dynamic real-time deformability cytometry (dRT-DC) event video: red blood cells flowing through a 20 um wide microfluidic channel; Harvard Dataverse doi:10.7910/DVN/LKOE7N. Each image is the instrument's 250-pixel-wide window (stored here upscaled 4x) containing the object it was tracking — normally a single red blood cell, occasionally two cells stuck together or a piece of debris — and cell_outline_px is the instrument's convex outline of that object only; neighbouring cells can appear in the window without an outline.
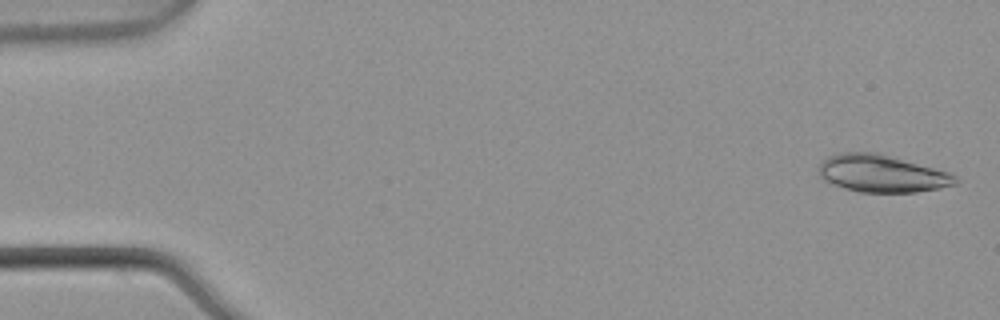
{"species": "common noctule bat (a hibernating species)", "species_latin": "Nyctalus noctula", "temperature_condition": "warm", "stored_images_in_passage": 4, "camera_frame_rate_fps": 3000, "um_per_image_px": 0.085, "animal": {"sex": "male", "body_mass_g": 21.5, "forearm_length_mm": 52.0}, "frame": {"image": 1, "passage_image": 1, "time_ms": 0.0, "image_size_px": [1000, 320], "cell_outline_px": [[960, 180], [956, 184], [940, 188], [916, 192], [860, 192], [824, 180], [820, 176], [820, 164], [828, 156], [844, 152], [880, 152], [948, 172], [956, 176]], "centroid_in_image_um": [75.01, 14.74], "position_along_channel_um": 10.0, "area_um2": 29.54}}
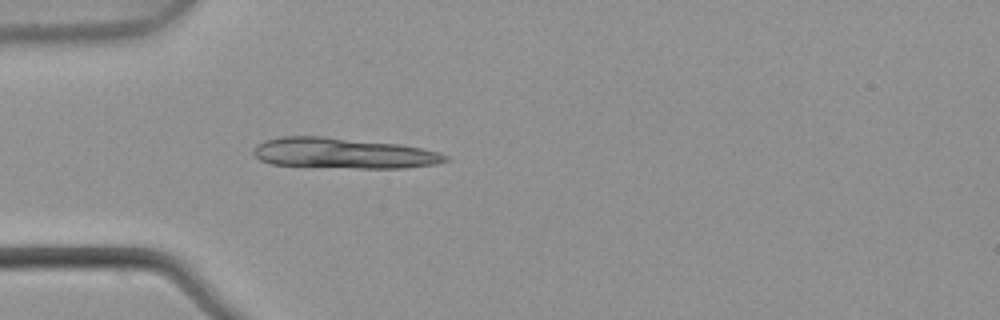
{"frame": {"image": 2, "passage_image": 4, "time_ms": 1.0, "image_size_px": [1000, 320], "cell_outline_px": [[448, 160], [436, 164], [404, 168], [356, 168], [272, 164], [260, 160], [252, 152], [256, 144], [264, 140], [280, 136], [324, 136], [400, 144], [440, 152], [448, 156]], "centroid_in_image_um": [29.17, 13.01], "position_along_channel_um": 55.8, "area_um2": 34.28}}